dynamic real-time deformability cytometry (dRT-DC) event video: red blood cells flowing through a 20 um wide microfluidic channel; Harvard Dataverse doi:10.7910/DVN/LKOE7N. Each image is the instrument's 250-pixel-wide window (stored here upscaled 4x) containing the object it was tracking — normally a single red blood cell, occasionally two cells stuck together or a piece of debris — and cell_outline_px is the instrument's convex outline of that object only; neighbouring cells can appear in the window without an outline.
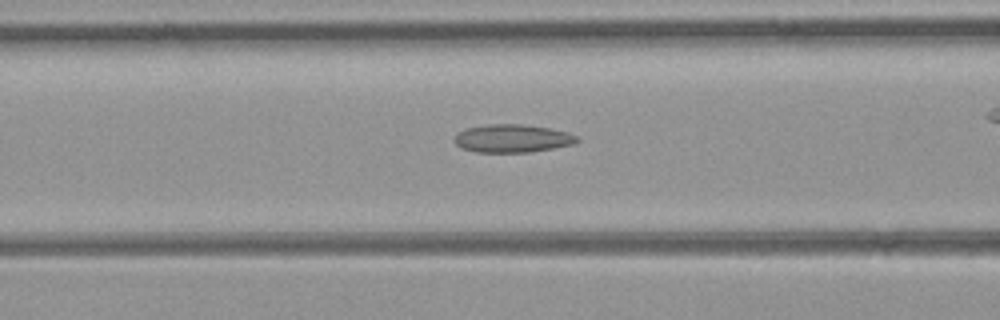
{"species": "common noctule bat (a hibernating species)", "species_latin": "Nyctalus noctula", "temperature_condition": "room temperature", "stored_images_in_passage": 36, "camera_frame_rate_fps": 3000, "um_per_image_px": 0.085, "animal": {"sex": "female", "body_mass_g": 21.9}, "frame": {"image": 1, "passage_image": 15, "time_ms": 4.667, "image_size_px": [1000, 320], "cell_outline_px": [[580, 140], [572, 144], [552, 148], [528, 152], [476, 152], [460, 148], [456, 144], [456, 136], [460, 132], [468, 128], [488, 124], [520, 124], [552, 128], [568, 132], [580, 136]], "centroid_in_image_um": [43.6, 11.76], "position_along_channel_um": 123.0, "area_um2": 19.94}}
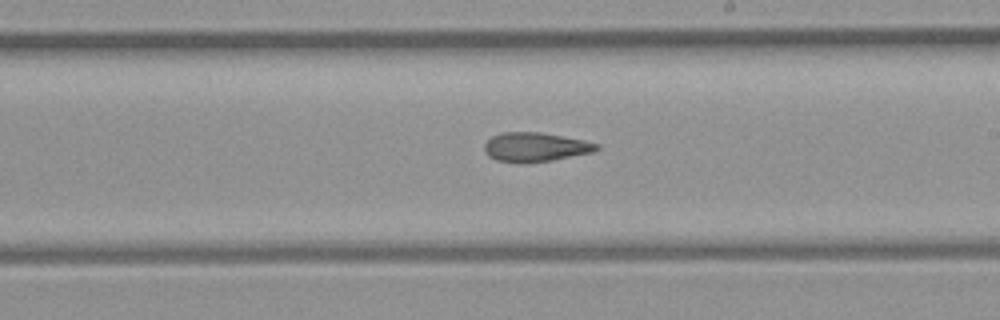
{"frame": {"image": 2, "passage_image": 24, "time_ms": 7.667, "image_size_px": [1000, 320], "cell_outline_px": [[600, 148], [592, 152], [552, 160], [528, 164], [520, 164], [496, 160], [488, 156], [484, 152], [484, 144], [492, 136], [504, 132], [540, 132], [584, 140], [600, 144]], "centroid_in_image_um": [45.48, 12.52], "position_along_channel_um": 243.5, "area_um2": 19.31}}
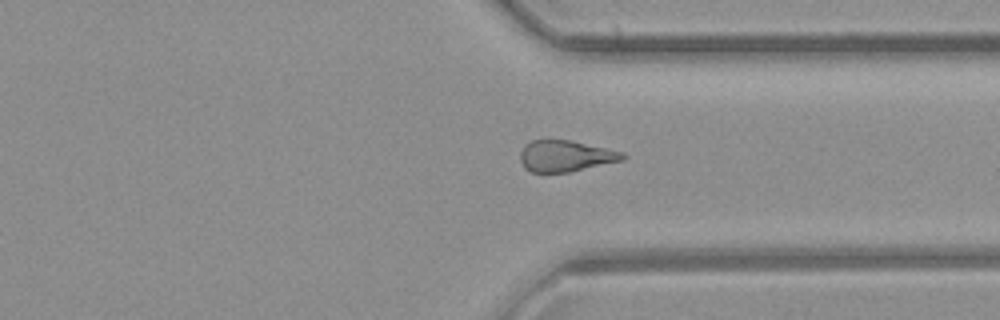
{"frame": {"image": 3, "passage_image": 33, "time_ms": 10.667, "image_size_px": [1000, 320], "cell_outline_px": [[628, 156], [624, 160], [568, 172], [532, 172], [524, 168], [520, 160], [520, 152], [524, 144], [532, 140], [572, 140], [624, 152]], "centroid_in_image_um": [48.08, 13.25], "position_along_channel_um": 363.3, "area_um2": 18.79}}